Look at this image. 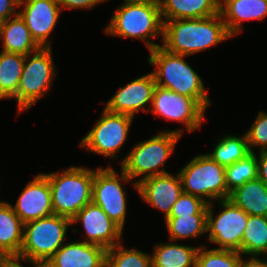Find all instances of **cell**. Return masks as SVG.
I'll return each mask as SVG.
<instances>
[{
    "label": "cell",
    "instance_id": "1",
    "mask_svg": "<svg viewBox=\"0 0 267 267\" xmlns=\"http://www.w3.org/2000/svg\"><path fill=\"white\" fill-rule=\"evenodd\" d=\"M231 37L220 13L200 19H175L163 23L161 47L173 54L189 56Z\"/></svg>",
    "mask_w": 267,
    "mask_h": 267
},
{
    "label": "cell",
    "instance_id": "2",
    "mask_svg": "<svg viewBox=\"0 0 267 267\" xmlns=\"http://www.w3.org/2000/svg\"><path fill=\"white\" fill-rule=\"evenodd\" d=\"M161 46L150 50L148 63L155 66L156 85L195 99L205 110L211 104L201 77L183 59ZM157 68V69H156Z\"/></svg>",
    "mask_w": 267,
    "mask_h": 267
},
{
    "label": "cell",
    "instance_id": "3",
    "mask_svg": "<svg viewBox=\"0 0 267 267\" xmlns=\"http://www.w3.org/2000/svg\"><path fill=\"white\" fill-rule=\"evenodd\" d=\"M44 175L51 188L52 209L55 215L72 219L92 202L94 170L71 166L62 172Z\"/></svg>",
    "mask_w": 267,
    "mask_h": 267
},
{
    "label": "cell",
    "instance_id": "4",
    "mask_svg": "<svg viewBox=\"0 0 267 267\" xmlns=\"http://www.w3.org/2000/svg\"><path fill=\"white\" fill-rule=\"evenodd\" d=\"M104 32L111 36L145 40L149 51L153 50L161 45L150 41L149 38L163 36L160 7L124 0V3L112 15Z\"/></svg>",
    "mask_w": 267,
    "mask_h": 267
},
{
    "label": "cell",
    "instance_id": "5",
    "mask_svg": "<svg viewBox=\"0 0 267 267\" xmlns=\"http://www.w3.org/2000/svg\"><path fill=\"white\" fill-rule=\"evenodd\" d=\"M183 130L160 132L153 137L138 143L121 162V169L130 177L136 179L133 185L137 191V183L145 178L167 174L164 170L165 160L173 153L175 144L183 135ZM159 167H162L161 170ZM144 175V176H143Z\"/></svg>",
    "mask_w": 267,
    "mask_h": 267
},
{
    "label": "cell",
    "instance_id": "6",
    "mask_svg": "<svg viewBox=\"0 0 267 267\" xmlns=\"http://www.w3.org/2000/svg\"><path fill=\"white\" fill-rule=\"evenodd\" d=\"M71 219L51 215L24 224L23 243L19 256L21 261L47 263L64 245Z\"/></svg>",
    "mask_w": 267,
    "mask_h": 267
},
{
    "label": "cell",
    "instance_id": "7",
    "mask_svg": "<svg viewBox=\"0 0 267 267\" xmlns=\"http://www.w3.org/2000/svg\"><path fill=\"white\" fill-rule=\"evenodd\" d=\"M178 174L183 192L198 196L208 204L212 200L228 199L225 167L208 154L194 157Z\"/></svg>",
    "mask_w": 267,
    "mask_h": 267
},
{
    "label": "cell",
    "instance_id": "8",
    "mask_svg": "<svg viewBox=\"0 0 267 267\" xmlns=\"http://www.w3.org/2000/svg\"><path fill=\"white\" fill-rule=\"evenodd\" d=\"M29 57L31 58L29 59ZM56 74L51 47L40 48L36 52L26 55L17 94L14 97L18 104V111L30 108L44 97L52 87Z\"/></svg>",
    "mask_w": 267,
    "mask_h": 267
},
{
    "label": "cell",
    "instance_id": "9",
    "mask_svg": "<svg viewBox=\"0 0 267 267\" xmlns=\"http://www.w3.org/2000/svg\"><path fill=\"white\" fill-rule=\"evenodd\" d=\"M219 205L224 209L214 218L212 202L208 204V240L218 244L217 249L233 250L242 255V236L249 215L229 199L219 200Z\"/></svg>",
    "mask_w": 267,
    "mask_h": 267
},
{
    "label": "cell",
    "instance_id": "10",
    "mask_svg": "<svg viewBox=\"0 0 267 267\" xmlns=\"http://www.w3.org/2000/svg\"><path fill=\"white\" fill-rule=\"evenodd\" d=\"M134 117L103 110L94 127L82 138L79 146L92 153L117 159L116 153L127 139Z\"/></svg>",
    "mask_w": 267,
    "mask_h": 267
},
{
    "label": "cell",
    "instance_id": "11",
    "mask_svg": "<svg viewBox=\"0 0 267 267\" xmlns=\"http://www.w3.org/2000/svg\"><path fill=\"white\" fill-rule=\"evenodd\" d=\"M108 166L94 170L92 185V202L102 210L122 229L126 220V197L121 182L131 181L130 177L121 169V174Z\"/></svg>",
    "mask_w": 267,
    "mask_h": 267
},
{
    "label": "cell",
    "instance_id": "12",
    "mask_svg": "<svg viewBox=\"0 0 267 267\" xmlns=\"http://www.w3.org/2000/svg\"><path fill=\"white\" fill-rule=\"evenodd\" d=\"M149 112L178 121L186 126L188 132L200 128L205 119V109L193 98L180 95L156 85Z\"/></svg>",
    "mask_w": 267,
    "mask_h": 267
},
{
    "label": "cell",
    "instance_id": "13",
    "mask_svg": "<svg viewBox=\"0 0 267 267\" xmlns=\"http://www.w3.org/2000/svg\"><path fill=\"white\" fill-rule=\"evenodd\" d=\"M82 222L87 238L83 241L98 245L106 250L121 243L123 229L117 225L102 208L88 203L72 219L71 224Z\"/></svg>",
    "mask_w": 267,
    "mask_h": 267
},
{
    "label": "cell",
    "instance_id": "14",
    "mask_svg": "<svg viewBox=\"0 0 267 267\" xmlns=\"http://www.w3.org/2000/svg\"><path fill=\"white\" fill-rule=\"evenodd\" d=\"M18 14L41 48L51 47L48 40L62 11L55 0H20Z\"/></svg>",
    "mask_w": 267,
    "mask_h": 267
},
{
    "label": "cell",
    "instance_id": "15",
    "mask_svg": "<svg viewBox=\"0 0 267 267\" xmlns=\"http://www.w3.org/2000/svg\"><path fill=\"white\" fill-rule=\"evenodd\" d=\"M156 81L153 73H148L120 89L112 96L104 107L113 113L135 116L138 111L145 109L147 103H152Z\"/></svg>",
    "mask_w": 267,
    "mask_h": 267
},
{
    "label": "cell",
    "instance_id": "16",
    "mask_svg": "<svg viewBox=\"0 0 267 267\" xmlns=\"http://www.w3.org/2000/svg\"><path fill=\"white\" fill-rule=\"evenodd\" d=\"M13 210L25 224L54 214L51 202V188L47 177L40 173L21 192Z\"/></svg>",
    "mask_w": 267,
    "mask_h": 267
},
{
    "label": "cell",
    "instance_id": "17",
    "mask_svg": "<svg viewBox=\"0 0 267 267\" xmlns=\"http://www.w3.org/2000/svg\"><path fill=\"white\" fill-rule=\"evenodd\" d=\"M137 192L146 203L163 211L166 220L183 193V188L178 173L176 176L167 173L140 180L137 183Z\"/></svg>",
    "mask_w": 267,
    "mask_h": 267
},
{
    "label": "cell",
    "instance_id": "18",
    "mask_svg": "<svg viewBox=\"0 0 267 267\" xmlns=\"http://www.w3.org/2000/svg\"><path fill=\"white\" fill-rule=\"evenodd\" d=\"M106 249L84 241L66 242L46 263L47 267H106Z\"/></svg>",
    "mask_w": 267,
    "mask_h": 267
},
{
    "label": "cell",
    "instance_id": "19",
    "mask_svg": "<svg viewBox=\"0 0 267 267\" xmlns=\"http://www.w3.org/2000/svg\"><path fill=\"white\" fill-rule=\"evenodd\" d=\"M220 14L233 37L243 31V21L267 16V0H220Z\"/></svg>",
    "mask_w": 267,
    "mask_h": 267
},
{
    "label": "cell",
    "instance_id": "20",
    "mask_svg": "<svg viewBox=\"0 0 267 267\" xmlns=\"http://www.w3.org/2000/svg\"><path fill=\"white\" fill-rule=\"evenodd\" d=\"M24 223L11 203L0 205V258H17L23 243Z\"/></svg>",
    "mask_w": 267,
    "mask_h": 267
},
{
    "label": "cell",
    "instance_id": "21",
    "mask_svg": "<svg viewBox=\"0 0 267 267\" xmlns=\"http://www.w3.org/2000/svg\"><path fill=\"white\" fill-rule=\"evenodd\" d=\"M163 23L175 19H200L220 13V0H162Z\"/></svg>",
    "mask_w": 267,
    "mask_h": 267
},
{
    "label": "cell",
    "instance_id": "22",
    "mask_svg": "<svg viewBox=\"0 0 267 267\" xmlns=\"http://www.w3.org/2000/svg\"><path fill=\"white\" fill-rule=\"evenodd\" d=\"M0 37L5 52L26 56L41 48L19 14L0 23Z\"/></svg>",
    "mask_w": 267,
    "mask_h": 267
},
{
    "label": "cell",
    "instance_id": "23",
    "mask_svg": "<svg viewBox=\"0 0 267 267\" xmlns=\"http://www.w3.org/2000/svg\"><path fill=\"white\" fill-rule=\"evenodd\" d=\"M228 199L248 215L267 217V186L258 177L236 188Z\"/></svg>",
    "mask_w": 267,
    "mask_h": 267
},
{
    "label": "cell",
    "instance_id": "24",
    "mask_svg": "<svg viewBox=\"0 0 267 267\" xmlns=\"http://www.w3.org/2000/svg\"><path fill=\"white\" fill-rule=\"evenodd\" d=\"M198 248L177 243H160L151 254L152 267H196Z\"/></svg>",
    "mask_w": 267,
    "mask_h": 267
},
{
    "label": "cell",
    "instance_id": "25",
    "mask_svg": "<svg viewBox=\"0 0 267 267\" xmlns=\"http://www.w3.org/2000/svg\"><path fill=\"white\" fill-rule=\"evenodd\" d=\"M25 56L0 52V99L14 98L23 72Z\"/></svg>",
    "mask_w": 267,
    "mask_h": 267
},
{
    "label": "cell",
    "instance_id": "26",
    "mask_svg": "<svg viewBox=\"0 0 267 267\" xmlns=\"http://www.w3.org/2000/svg\"><path fill=\"white\" fill-rule=\"evenodd\" d=\"M267 256V217L249 215L242 236V255Z\"/></svg>",
    "mask_w": 267,
    "mask_h": 267
},
{
    "label": "cell",
    "instance_id": "27",
    "mask_svg": "<svg viewBox=\"0 0 267 267\" xmlns=\"http://www.w3.org/2000/svg\"><path fill=\"white\" fill-rule=\"evenodd\" d=\"M250 153L247 137L244 134L241 137L233 135L224 136L208 155L221 166L227 167L244 159Z\"/></svg>",
    "mask_w": 267,
    "mask_h": 267
},
{
    "label": "cell",
    "instance_id": "28",
    "mask_svg": "<svg viewBox=\"0 0 267 267\" xmlns=\"http://www.w3.org/2000/svg\"><path fill=\"white\" fill-rule=\"evenodd\" d=\"M165 222L169 239L173 242L186 238H197L203 233H207V215L168 217Z\"/></svg>",
    "mask_w": 267,
    "mask_h": 267
},
{
    "label": "cell",
    "instance_id": "29",
    "mask_svg": "<svg viewBox=\"0 0 267 267\" xmlns=\"http://www.w3.org/2000/svg\"><path fill=\"white\" fill-rule=\"evenodd\" d=\"M226 185L228 198L230 193L246 182L257 178V155L251 152L244 159H241L230 166L225 167Z\"/></svg>",
    "mask_w": 267,
    "mask_h": 267
},
{
    "label": "cell",
    "instance_id": "30",
    "mask_svg": "<svg viewBox=\"0 0 267 267\" xmlns=\"http://www.w3.org/2000/svg\"><path fill=\"white\" fill-rule=\"evenodd\" d=\"M106 267H152V256L138 249H124L122 242L106 251Z\"/></svg>",
    "mask_w": 267,
    "mask_h": 267
},
{
    "label": "cell",
    "instance_id": "31",
    "mask_svg": "<svg viewBox=\"0 0 267 267\" xmlns=\"http://www.w3.org/2000/svg\"><path fill=\"white\" fill-rule=\"evenodd\" d=\"M200 246L196 254V267H240L242 255L233 250L208 249Z\"/></svg>",
    "mask_w": 267,
    "mask_h": 267
},
{
    "label": "cell",
    "instance_id": "32",
    "mask_svg": "<svg viewBox=\"0 0 267 267\" xmlns=\"http://www.w3.org/2000/svg\"><path fill=\"white\" fill-rule=\"evenodd\" d=\"M208 203L202 198L183 192L173 205L169 217L207 215Z\"/></svg>",
    "mask_w": 267,
    "mask_h": 267
},
{
    "label": "cell",
    "instance_id": "33",
    "mask_svg": "<svg viewBox=\"0 0 267 267\" xmlns=\"http://www.w3.org/2000/svg\"><path fill=\"white\" fill-rule=\"evenodd\" d=\"M245 134L250 152H254L253 146L260 147V152H267V112L260 111Z\"/></svg>",
    "mask_w": 267,
    "mask_h": 267
},
{
    "label": "cell",
    "instance_id": "34",
    "mask_svg": "<svg viewBox=\"0 0 267 267\" xmlns=\"http://www.w3.org/2000/svg\"><path fill=\"white\" fill-rule=\"evenodd\" d=\"M61 10H64L63 8L66 9H76V8H84V9H91L95 5L108 1V0H55Z\"/></svg>",
    "mask_w": 267,
    "mask_h": 267
},
{
    "label": "cell",
    "instance_id": "35",
    "mask_svg": "<svg viewBox=\"0 0 267 267\" xmlns=\"http://www.w3.org/2000/svg\"><path fill=\"white\" fill-rule=\"evenodd\" d=\"M20 0H0V23L18 14Z\"/></svg>",
    "mask_w": 267,
    "mask_h": 267
},
{
    "label": "cell",
    "instance_id": "36",
    "mask_svg": "<svg viewBox=\"0 0 267 267\" xmlns=\"http://www.w3.org/2000/svg\"><path fill=\"white\" fill-rule=\"evenodd\" d=\"M259 157V158H258ZM257 157L258 178L267 186V152H259Z\"/></svg>",
    "mask_w": 267,
    "mask_h": 267
},
{
    "label": "cell",
    "instance_id": "37",
    "mask_svg": "<svg viewBox=\"0 0 267 267\" xmlns=\"http://www.w3.org/2000/svg\"><path fill=\"white\" fill-rule=\"evenodd\" d=\"M240 267H267V257L265 260L258 256H250L247 260L241 258Z\"/></svg>",
    "mask_w": 267,
    "mask_h": 267
},
{
    "label": "cell",
    "instance_id": "38",
    "mask_svg": "<svg viewBox=\"0 0 267 267\" xmlns=\"http://www.w3.org/2000/svg\"><path fill=\"white\" fill-rule=\"evenodd\" d=\"M18 258H8V267H23ZM34 267H47L46 263L42 262H32Z\"/></svg>",
    "mask_w": 267,
    "mask_h": 267
},
{
    "label": "cell",
    "instance_id": "39",
    "mask_svg": "<svg viewBox=\"0 0 267 267\" xmlns=\"http://www.w3.org/2000/svg\"><path fill=\"white\" fill-rule=\"evenodd\" d=\"M133 3L149 4L153 6H161L162 0H126Z\"/></svg>",
    "mask_w": 267,
    "mask_h": 267
},
{
    "label": "cell",
    "instance_id": "40",
    "mask_svg": "<svg viewBox=\"0 0 267 267\" xmlns=\"http://www.w3.org/2000/svg\"><path fill=\"white\" fill-rule=\"evenodd\" d=\"M0 267H8V258H0Z\"/></svg>",
    "mask_w": 267,
    "mask_h": 267
}]
</instances>
